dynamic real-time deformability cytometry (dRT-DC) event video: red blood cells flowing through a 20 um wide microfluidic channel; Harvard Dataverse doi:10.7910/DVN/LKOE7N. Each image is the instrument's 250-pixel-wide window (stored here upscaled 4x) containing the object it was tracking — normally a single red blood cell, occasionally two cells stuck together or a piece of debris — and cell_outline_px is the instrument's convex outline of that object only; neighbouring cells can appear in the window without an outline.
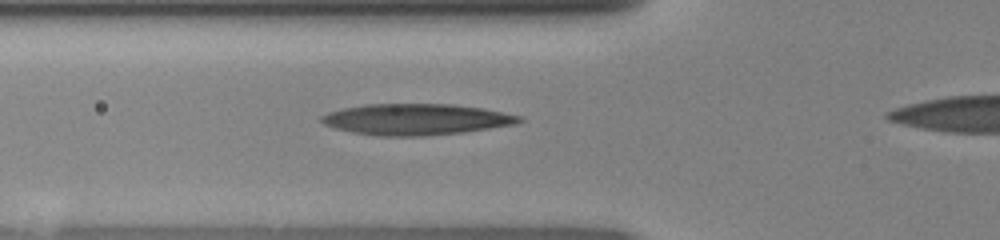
{"species": "human", "species_latin": "Homo sapiens", "temperature_condition": "room temperature", "stored_images_in_passage": 36, "camera_frame_rate_fps": 3000, "um_per_image_px": 0.085, "donor": {"sex": "female"}, "frame": {"image": 1, "passage_image": 10, "time_ms": 3.0, "image_size_px": [1000, 240], "cell_outline_px": [[524, 120], [516, 124], [464, 132], [424, 136], [376, 136], [352, 132], [336, 128], [324, 124], [320, 120], [320, 116], [328, 112], [344, 108], [364, 104], [452, 104], [484, 108], [524, 116]], "centroid_in_image_um": [35.4, 10.14], "position_along_channel_um": 90.4, "area_um2": 36.13}}
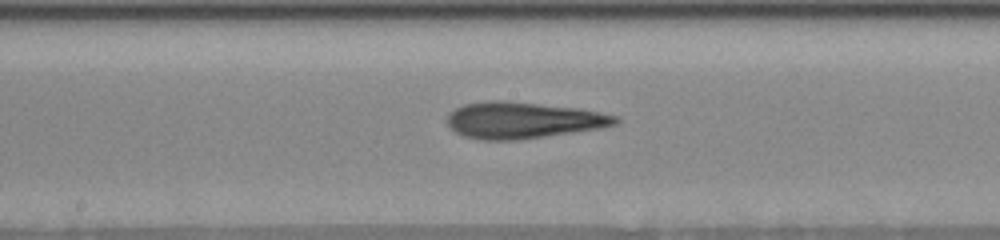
{"frame": {"image": 2, "passage_image": 18, "time_ms": 5.667, "image_size_px": [1000, 240], "cell_outline_px": [[620, 120], [616, 124], [600, 128], [520, 140], [480, 140], [464, 136], [448, 128], [448, 112], [464, 104], [492, 100], [504, 100], [576, 108], [600, 112], [616, 116]], "centroid_in_image_um": [44.41, 10.22], "position_along_channel_um": 203.8, "area_um2": 35.66}}
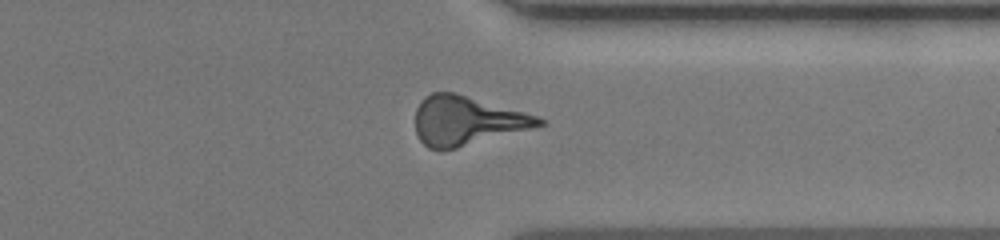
{"frame": {"image": 3, "passage_image": 30, "time_ms": 9.667, "image_size_px": [1000, 240], "cell_outline_px": [[548, 124], [456, 148], [440, 152], [428, 148], [420, 140], [416, 132], [416, 108], [420, 100], [424, 96], [432, 92], [456, 92], [524, 112], [548, 120]], "centroid_in_image_um": [39.67, 10.26], "position_along_channel_um": 371.7, "area_um2": 35.55}}